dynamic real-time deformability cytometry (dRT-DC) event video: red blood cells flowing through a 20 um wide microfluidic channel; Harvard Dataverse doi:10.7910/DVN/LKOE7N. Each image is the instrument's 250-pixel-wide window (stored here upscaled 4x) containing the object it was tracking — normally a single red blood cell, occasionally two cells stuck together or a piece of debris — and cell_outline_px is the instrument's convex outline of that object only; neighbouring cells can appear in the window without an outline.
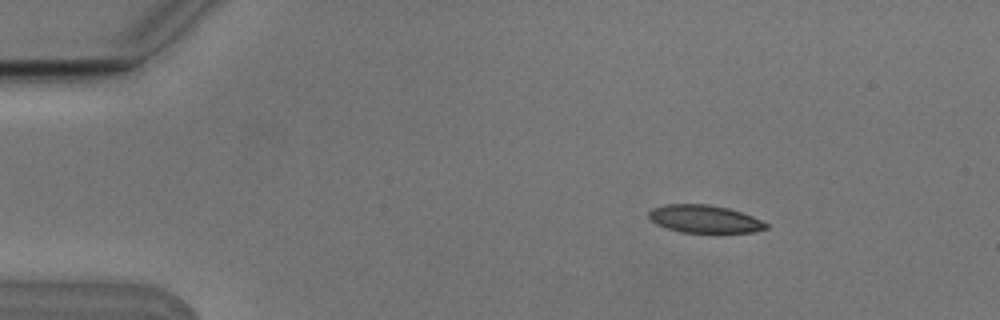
{"species": "Egyptian fruit bat (a non-hibernating species)", "species_latin": "Rousettus aegyptiacus", "temperature_condition": "cold", "stored_images_in_passage": 5, "camera_frame_rate_fps": 3000, "um_per_image_px": 0.085, "animal": {"sex": "male"}, "frame": {"image": 1, "passage_image": 2, "time_ms": 0.333, "image_size_px": [1000, 320], "cell_outline_px": [[768, 228], [752, 232], [680, 232], [656, 224], [648, 216], [648, 212], [652, 208], [664, 204], [708, 204], [728, 208], [752, 216], [768, 224]], "centroid_in_image_um": [59.85, 18.6], "position_along_channel_um": 25.1, "area_um2": 18.79}}
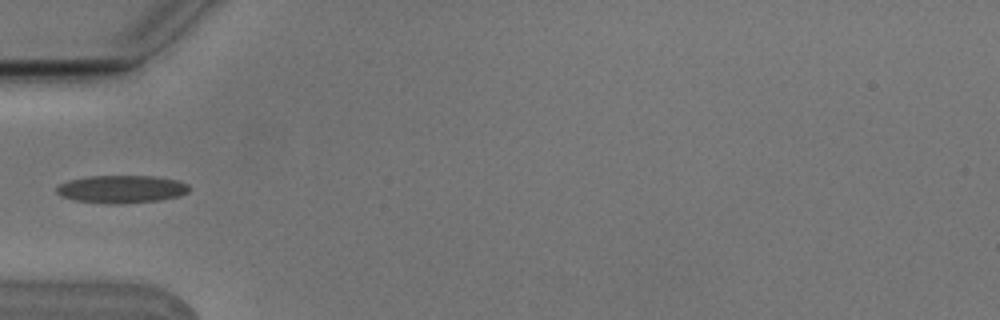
{"frame": {"image": 2, "passage_image": 5, "time_ms": 1.333, "image_size_px": [1000, 320], "cell_outline_px": [[192, 188], [188, 192], [180, 196], [160, 200], [120, 204], [104, 204], [72, 200], [60, 196], [56, 192], [56, 188], [60, 184], [68, 180], [88, 176], [152, 176], [176, 180], [188, 184]], "centroid_in_image_um": [10.32, 16.09], "position_along_channel_um": 74.7, "area_um2": 21.73}}